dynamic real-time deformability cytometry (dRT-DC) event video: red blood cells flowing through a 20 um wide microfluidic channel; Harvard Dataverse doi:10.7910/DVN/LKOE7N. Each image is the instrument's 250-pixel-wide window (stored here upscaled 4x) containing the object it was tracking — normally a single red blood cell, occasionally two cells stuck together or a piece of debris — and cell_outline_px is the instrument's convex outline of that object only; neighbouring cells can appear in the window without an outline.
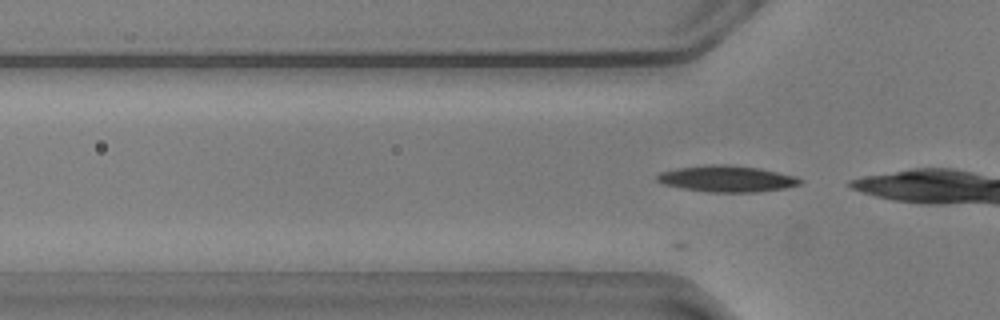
{"species": "common noctule bat (a hibernating species)", "species_latin": "Nyctalus noctula", "temperature_condition": "warm", "stored_images_in_passage": 17, "camera_frame_rate_fps": 3000, "um_per_image_px": 0.085, "animal": {"sex": "male", "body_mass_g": 20.5, "forearm_length_mm": 52.5}, "frame": {"image": 1, "passage_image": 11, "time_ms": 3.333, "image_size_px": [1000, 320], "cell_outline_px": [[804, 180], [800, 184], [784, 188], [756, 192], [708, 192], [684, 188], [664, 184], [656, 180], [656, 176], [660, 172], [676, 168], [704, 164], [728, 164], [760, 168], [796, 176]], "centroid_in_image_um": [61.79, 15.18], "position_along_channel_um": 64.0, "area_um2": 22.02}}